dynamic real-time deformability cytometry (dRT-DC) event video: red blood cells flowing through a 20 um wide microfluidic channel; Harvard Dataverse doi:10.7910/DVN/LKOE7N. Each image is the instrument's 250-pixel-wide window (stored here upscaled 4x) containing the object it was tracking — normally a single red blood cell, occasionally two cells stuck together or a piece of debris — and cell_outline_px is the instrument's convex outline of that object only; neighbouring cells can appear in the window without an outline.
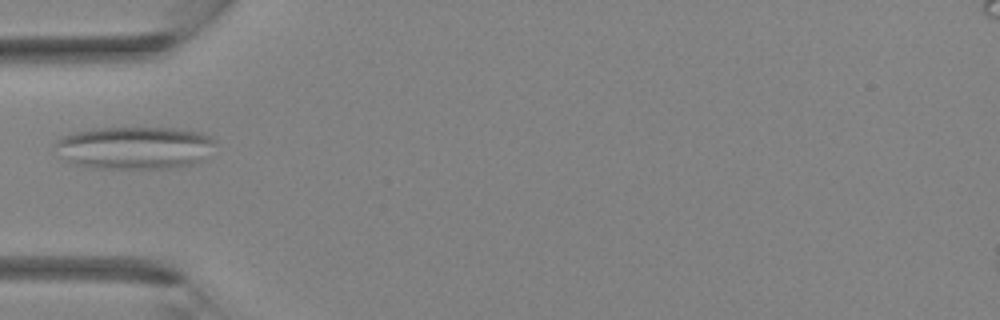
{"species": "Egyptian fruit bat (a non-hibernating species)", "species_latin": "Rousettus aegyptiacus", "temperature_condition": "room temperature", "stored_images_in_passage": 29, "camera_frame_rate_fps": 3000, "um_per_image_px": 0.085, "animal": {"sex": "female"}, "frame": {"image": 1, "passage_image": 5, "time_ms": 1.333, "image_size_px": [1000, 320], "cell_outline_px": [[216, 140], [208, 160], [176, 168], [92, 168], [76, 164], [56, 156], [56, 140], [60, 136], [72, 132], [96, 128], [172, 128], [200, 132], [212, 136]], "centroid_in_image_um": [11.47, 12.56], "position_along_channel_um": 73.5, "area_um2": 40.52}}
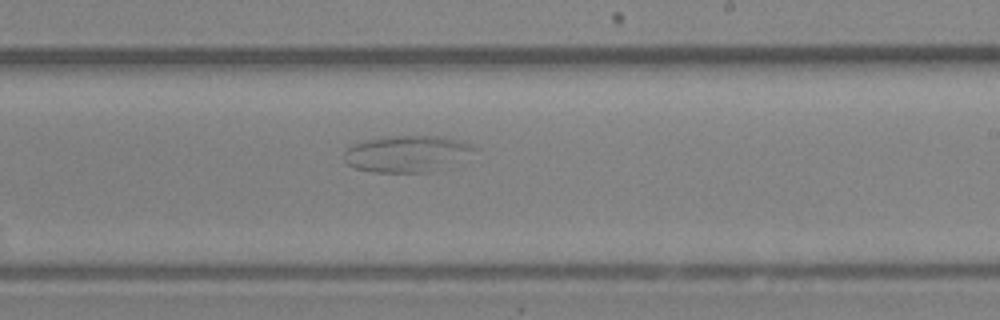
{"frame": {"image": 2, "passage_image": 15, "time_ms": 4.667, "image_size_px": [1000, 320], "cell_outline_px": [[480, 148], [452, 168], [428, 172], [372, 172], [356, 168], [348, 164], [344, 160], [344, 152], [352, 144], [364, 140], [396, 136], [440, 136], [460, 140], [472, 144]], "centroid_in_image_um": [34.69, 13.08], "position_along_channel_um": 254.3, "area_um2": 28.26}}
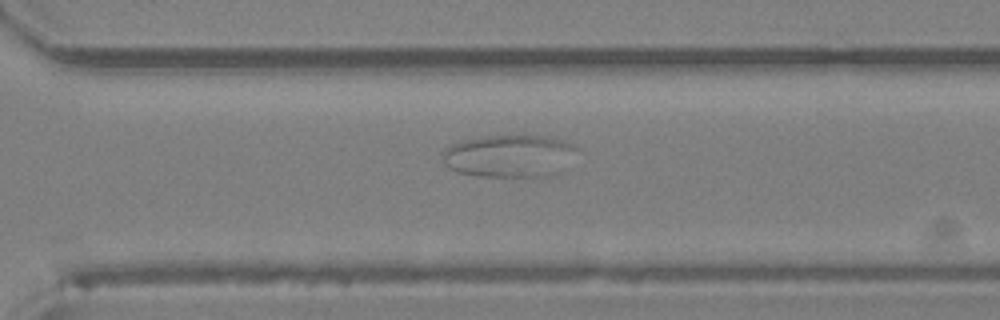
{"frame": {"image": 3, "passage_image": 19, "time_ms": 6.0, "image_size_px": [1000, 320], "cell_outline_px": [[580, 148], [564, 172], [556, 176], [480, 176], [456, 172], [448, 168], [444, 164], [444, 152], [452, 144], [460, 140], [480, 136], [548, 136], [564, 140]], "centroid_in_image_um": [43.39, 13.26], "position_along_channel_um": 327.2, "area_um2": 33.87}}